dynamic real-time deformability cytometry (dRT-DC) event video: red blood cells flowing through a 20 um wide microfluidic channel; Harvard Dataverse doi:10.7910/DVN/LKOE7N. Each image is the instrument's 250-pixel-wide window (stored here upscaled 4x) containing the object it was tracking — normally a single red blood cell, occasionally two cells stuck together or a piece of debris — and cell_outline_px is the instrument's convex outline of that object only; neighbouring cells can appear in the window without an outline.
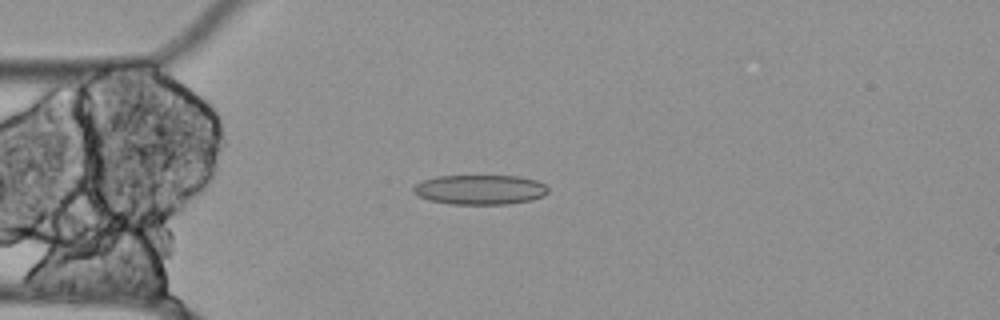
{"species": "Egyptian fruit bat (a non-hibernating species)", "species_latin": "Rousettus aegyptiacus", "temperature_condition": "cold", "stored_images_in_passage": 56, "camera_frame_rate_fps": 3000, "um_per_image_px": 0.085, "animal": {"sex": "female"}, "frame": {"image": 1, "passage_image": 14, "time_ms": 4.333, "image_size_px": [1000, 320], "cell_outline_px": [[548, 192], [532, 200], [508, 204], [448, 204], [428, 200], [412, 192], [412, 188], [416, 184], [424, 180], [436, 176], [520, 176], [536, 180], [544, 184], [548, 188]], "centroid_in_image_um": [40.78, 16.12], "position_along_channel_um": 44.2, "area_um2": 23.35}}
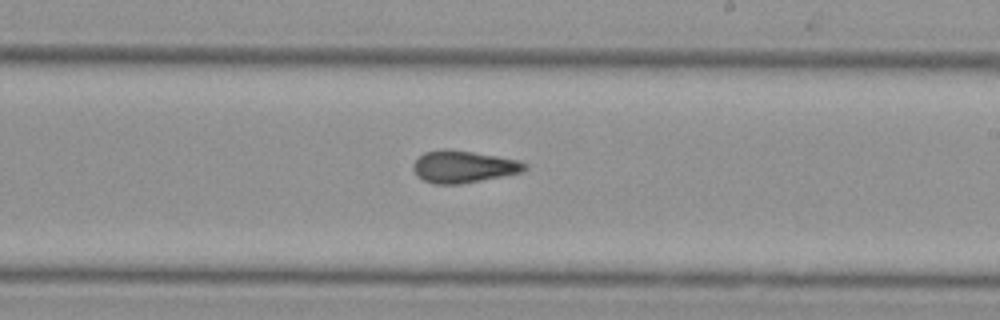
{"frame": {"image": 2, "passage_image": 32, "time_ms": 10.333, "image_size_px": [1000, 320], "cell_outline_px": [[528, 168], [524, 172], [460, 184], [436, 184], [424, 180], [412, 168], [412, 164], [424, 152], [444, 148], [448, 148], [520, 160], [528, 164]], "centroid_in_image_um": [39.43, 14.16], "position_along_channel_um": 249.6, "area_um2": 20.87}}
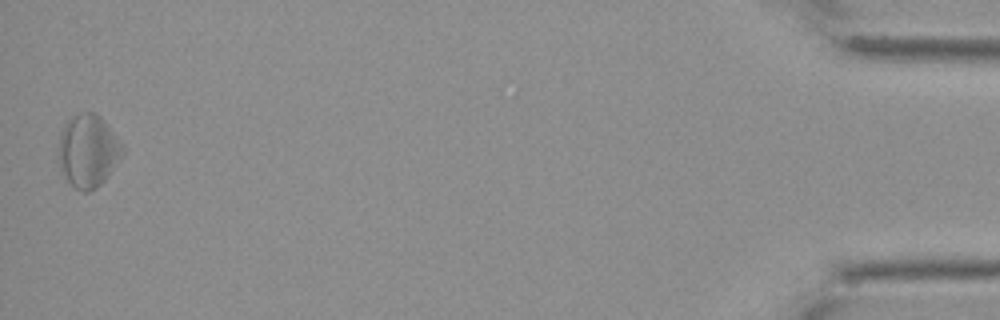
{"frame": {"image": 3, "passage_image": 55, "time_ms": 18.0, "image_size_px": [1000, 320], "cell_outline_px": [[124, 152], [108, 176], [96, 188], [88, 192], [80, 192], [68, 180], [60, 164], [56, 152], [60, 132], [64, 124], [76, 112], [96, 112], [108, 124], [124, 148]], "centroid_in_image_um": [7.47, 12.79], "position_along_channel_um": 427.7, "area_um2": 27.28}, "authors_computed_cell_mechanics": {"area_um2": 22.5709, "velocity_mm_per_s": 3.506, "shape_relaxation_time_tau1_ms": null, "shape_relaxation_time_tau2_ms": 6.4669, "deformation_change_tau1": null, "deformation_change_tau2": 0.1773}}